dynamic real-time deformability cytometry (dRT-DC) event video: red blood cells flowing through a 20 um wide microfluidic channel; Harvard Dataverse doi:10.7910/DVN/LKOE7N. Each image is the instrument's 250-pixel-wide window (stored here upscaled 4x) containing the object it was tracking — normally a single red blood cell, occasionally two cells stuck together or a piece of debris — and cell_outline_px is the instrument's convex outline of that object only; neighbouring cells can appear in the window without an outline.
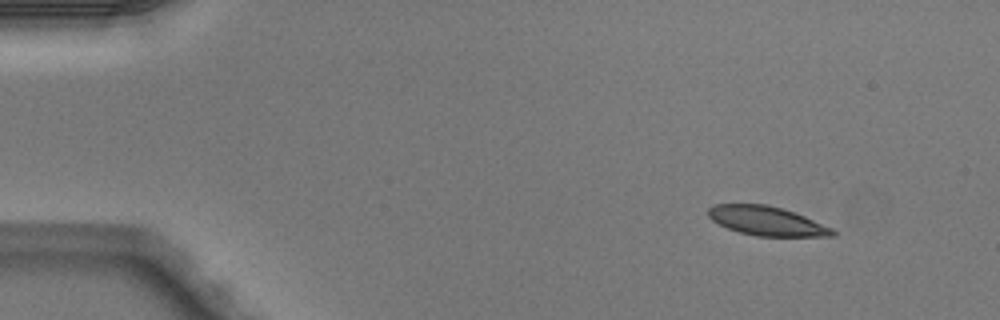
{"species": "Egyptian fruit bat (a non-hibernating species)", "species_latin": "Rousettus aegyptiacus", "temperature_condition": "warm", "stored_images_in_passage": 5, "segment_of_instrument_passage": [1, 2], "camera_frame_rate_fps": 3000, "um_per_image_px": 0.085, "animal": {"sex": "male"}, "frame": {"image": 1, "passage_image": 1, "time_ms": 0.0, "image_size_px": [1000, 320], "cell_outline_px": [[836, 236], [756, 236], [740, 232], [728, 228], [712, 220], [708, 216], [708, 208], [716, 204], [768, 204], [804, 216], [832, 228], [836, 232]], "centroid_in_image_um": [65.16, 18.78], "position_along_channel_um": 19.8, "area_um2": 20.87}}